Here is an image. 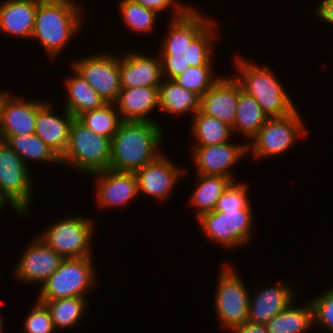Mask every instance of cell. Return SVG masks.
<instances>
[{
    "mask_svg": "<svg viewBox=\"0 0 333 333\" xmlns=\"http://www.w3.org/2000/svg\"><path fill=\"white\" fill-rule=\"evenodd\" d=\"M51 104L36 100L35 134L61 158L68 145L70 125L75 117L65 108L61 115L55 114Z\"/></svg>",
    "mask_w": 333,
    "mask_h": 333,
    "instance_id": "18",
    "label": "cell"
},
{
    "mask_svg": "<svg viewBox=\"0 0 333 333\" xmlns=\"http://www.w3.org/2000/svg\"><path fill=\"white\" fill-rule=\"evenodd\" d=\"M158 100L159 110L175 117L188 114L193 116L200 110V97L178 85L174 80L163 78L158 88Z\"/></svg>",
    "mask_w": 333,
    "mask_h": 333,
    "instance_id": "25",
    "label": "cell"
},
{
    "mask_svg": "<svg viewBox=\"0 0 333 333\" xmlns=\"http://www.w3.org/2000/svg\"><path fill=\"white\" fill-rule=\"evenodd\" d=\"M96 178L95 199L102 209L125 206L139 195L135 172L104 170L90 174Z\"/></svg>",
    "mask_w": 333,
    "mask_h": 333,
    "instance_id": "16",
    "label": "cell"
},
{
    "mask_svg": "<svg viewBox=\"0 0 333 333\" xmlns=\"http://www.w3.org/2000/svg\"><path fill=\"white\" fill-rule=\"evenodd\" d=\"M213 66H191L185 72L176 76L173 80L183 88L197 94L200 98L222 76L214 74Z\"/></svg>",
    "mask_w": 333,
    "mask_h": 333,
    "instance_id": "34",
    "label": "cell"
},
{
    "mask_svg": "<svg viewBox=\"0 0 333 333\" xmlns=\"http://www.w3.org/2000/svg\"><path fill=\"white\" fill-rule=\"evenodd\" d=\"M314 12L320 20L333 26V0H321Z\"/></svg>",
    "mask_w": 333,
    "mask_h": 333,
    "instance_id": "39",
    "label": "cell"
},
{
    "mask_svg": "<svg viewBox=\"0 0 333 333\" xmlns=\"http://www.w3.org/2000/svg\"><path fill=\"white\" fill-rule=\"evenodd\" d=\"M261 106L253 96L242 91L239 84V98L236 107L235 124L232 127L233 134L239 131L240 135L247 139V143L258 133L260 128L268 120ZM249 139V140H248Z\"/></svg>",
    "mask_w": 333,
    "mask_h": 333,
    "instance_id": "28",
    "label": "cell"
},
{
    "mask_svg": "<svg viewBox=\"0 0 333 333\" xmlns=\"http://www.w3.org/2000/svg\"><path fill=\"white\" fill-rule=\"evenodd\" d=\"M33 100L13 94L7 98L0 124V140L20 134H35L36 100Z\"/></svg>",
    "mask_w": 333,
    "mask_h": 333,
    "instance_id": "23",
    "label": "cell"
},
{
    "mask_svg": "<svg viewBox=\"0 0 333 333\" xmlns=\"http://www.w3.org/2000/svg\"><path fill=\"white\" fill-rule=\"evenodd\" d=\"M233 61L237 74L233 77L242 91L254 97L268 118L285 117L298 109L269 66L258 65L237 54Z\"/></svg>",
    "mask_w": 333,
    "mask_h": 333,
    "instance_id": "4",
    "label": "cell"
},
{
    "mask_svg": "<svg viewBox=\"0 0 333 333\" xmlns=\"http://www.w3.org/2000/svg\"><path fill=\"white\" fill-rule=\"evenodd\" d=\"M84 9L75 0H40L32 40H38L49 58H55L83 27Z\"/></svg>",
    "mask_w": 333,
    "mask_h": 333,
    "instance_id": "3",
    "label": "cell"
},
{
    "mask_svg": "<svg viewBox=\"0 0 333 333\" xmlns=\"http://www.w3.org/2000/svg\"><path fill=\"white\" fill-rule=\"evenodd\" d=\"M3 316L1 315L0 313V333H4L5 331L3 330L4 329V324H3Z\"/></svg>",
    "mask_w": 333,
    "mask_h": 333,
    "instance_id": "43",
    "label": "cell"
},
{
    "mask_svg": "<svg viewBox=\"0 0 333 333\" xmlns=\"http://www.w3.org/2000/svg\"><path fill=\"white\" fill-rule=\"evenodd\" d=\"M5 205H8V202L0 194V211L5 208Z\"/></svg>",
    "mask_w": 333,
    "mask_h": 333,
    "instance_id": "42",
    "label": "cell"
},
{
    "mask_svg": "<svg viewBox=\"0 0 333 333\" xmlns=\"http://www.w3.org/2000/svg\"><path fill=\"white\" fill-rule=\"evenodd\" d=\"M95 222L87 216H67L47 226L37 235L64 259L93 256Z\"/></svg>",
    "mask_w": 333,
    "mask_h": 333,
    "instance_id": "8",
    "label": "cell"
},
{
    "mask_svg": "<svg viewBox=\"0 0 333 333\" xmlns=\"http://www.w3.org/2000/svg\"><path fill=\"white\" fill-rule=\"evenodd\" d=\"M41 302L48 307L55 330L69 329L78 325L88 309L87 297L62 298Z\"/></svg>",
    "mask_w": 333,
    "mask_h": 333,
    "instance_id": "31",
    "label": "cell"
},
{
    "mask_svg": "<svg viewBox=\"0 0 333 333\" xmlns=\"http://www.w3.org/2000/svg\"><path fill=\"white\" fill-rule=\"evenodd\" d=\"M122 121L156 122L149 117L151 112L159 109L158 88L137 87L121 88L114 103Z\"/></svg>",
    "mask_w": 333,
    "mask_h": 333,
    "instance_id": "21",
    "label": "cell"
},
{
    "mask_svg": "<svg viewBox=\"0 0 333 333\" xmlns=\"http://www.w3.org/2000/svg\"><path fill=\"white\" fill-rule=\"evenodd\" d=\"M298 110L285 117L269 118L247 143L248 153L261 160L282 155L294 147L307 134L306 122Z\"/></svg>",
    "mask_w": 333,
    "mask_h": 333,
    "instance_id": "9",
    "label": "cell"
},
{
    "mask_svg": "<svg viewBox=\"0 0 333 333\" xmlns=\"http://www.w3.org/2000/svg\"><path fill=\"white\" fill-rule=\"evenodd\" d=\"M142 6L155 11L157 14L160 12L167 11L169 8L172 10L170 20L176 19L184 15L192 5L185 4L178 0H135Z\"/></svg>",
    "mask_w": 333,
    "mask_h": 333,
    "instance_id": "38",
    "label": "cell"
},
{
    "mask_svg": "<svg viewBox=\"0 0 333 333\" xmlns=\"http://www.w3.org/2000/svg\"><path fill=\"white\" fill-rule=\"evenodd\" d=\"M277 282L250 293L247 321L265 324L283 311L296 298L295 285Z\"/></svg>",
    "mask_w": 333,
    "mask_h": 333,
    "instance_id": "19",
    "label": "cell"
},
{
    "mask_svg": "<svg viewBox=\"0 0 333 333\" xmlns=\"http://www.w3.org/2000/svg\"><path fill=\"white\" fill-rule=\"evenodd\" d=\"M196 176L197 186L187 204L194 208L195 218L198 219L201 215L214 211L217 200L232 180L225 176L203 174H196Z\"/></svg>",
    "mask_w": 333,
    "mask_h": 333,
    "instance_id": "26",
    "label": "cell"
},
{
    "mask_svg": "<svg viewBox=\"0 0 333 333\" xmlns=\"http://www.w3.org/2000/svg\"><path fill=\"white\" fill-rule=\"evenodd\" d=\"M248 186L239 180L232 181L217 200L214 210L252 209Z\"/></svg>",
    "mask_w": 333,
    "mask_h": 333,
    "instance_id": "35",
    "label": "cell"
},
{
    "mask_svg": "<svg viewBox=\"0 0 333 333\" xmlns=\"http://www.w3.org/2000/svg\"><path fill=\"white\" fill-rule=\"evenodd\" d=\"M24 161L3 140H0V194L18 215L30 212L33 180Z\"/></svg>",
    "mask_w": 333,
    "mask_h": 333,
    "instance_id": "11",
    "label": "cell"
},
{
    "mask_svg": "<svg viewBox=\"0 0 333 333\" xmlns=\"http://www.w3.org/2000/svg\"><path fill=\"white\" fill-rule=\"evenodd\" d=\"M23 323L24 333H55L56 331L48 307L37 299Z\"/></svg>",
    "mask_w": 333,
    "mask_h": 333,
    "instance_id": "37",
    "label": "cell"
},
{
    "mask_svg": "<svg viewBox=\"0 0 333 333\" xmlns=\"http://www.w3.org/2000/svg\"><path fill=\"white\" fill-rule=\"evenodd\" d=\"M165 132L159 123L122 121L111 140L110 170L136 172L162 152Z\"/></svg>",
    "mask_w": 333,
    "mask_h": 333,
    "instance_id": "2",
    "label": "cell"
},
{
    "mask_svg": "<svg viewBox=\"0 0 333 333\" xmlns=\"http://www.w3.org/2000/svg\"><path fill=\"white\" fill-rule=\"evenodd\" d=\"M190 149L196 174L225 176L232 181L237 180L232 168L248 155L246 140L243 144L228 141L209 146H191Z\"/></svg>",
    "mask_w": 333,
    "mask_h": 333,
    "instance_id": "13",
    "label": "cell"
},
{
    "mask_svg": "<svg viewBox=\"0 0 333 333\" xmlns=\"http://www.w3.org/2000/svg\"><path fill=\"white\" fill-rule=\"evenodd\" d=\"M69 65L77 71L106 103H115L121 91L120 54L91 53L75 59Z\"/></svg>",
    "mask_w": 333,
    "mask_h": 333,
    "instance_id": "12",
    "label": "cell"
},
{
    "mask_svg": "<svg viewBox=\"0 0 333 333\" xmlns=\"http://www.w3.org/2000/svg\"><path fill=\"white\" fill-rule=\"evenodd\" d=\"M231 265L224 261L220 267L213 299L217 320L223 329L229 331L247 321L250 298L243 278Z\"/></svg>",
    "mask_w": 333,
    "mask_h": 333,
    "instance_id": "7",
    "label": "cell"
},
{
    "mask_svg": "<svg viewBox=\"0 0 333 333\" xmlns=\"http://www.w3.org/2000/svg\"><path fill=\"white\" fill-rule=\"evenodd\" d=\"M313 309V325L333 333V287L310 300Z\"/></svg>",
    "mask_w": 333,
    "mask_h": 333,
    "instance_id": "36",
    "label": "cell"
},
{
    "mask_svg": "<svg viewBox=\"0 0 333 333\" xmlns=\"http://www.w3.org/2000/svg\"><path fill=\"white\" fill-rule=\"evenodd\" d=\"M119 12L125 27L133 33L148 34L154 31L159 15L135 0H121Z\"/></svg>",
    "mask_w": 333,
    "mask_h": 333,
    "instance_id": "32",
    "label": "cell"
},
{
    "mask_svg": "<svg viewBox=\"0 0 333 333\" xmlns=\"http://www.w3.org/2000/svg\"><path fill=\"white\" fill-rule=\"evenodd\" d=\"M231 333H268L265 325L245 321L243 324L230 330Z\"/></svg>",
    "mask_w": 333,
    "mask_h": 333,
    "instance_id": "40",
    "label": "cell"
},
{
    "mask_svg": "<svg viewBox=\"0 0 333 333\" xmlns=\"http://www.w3.org/2000/svg\"><path fill=\"white\" fill-rule=\"evenodd\" d=\"M24 247L12 274L21 283L42 285L60 266L64 258L37 235Z\"/></svg>",
    "mask_w": 333,
    "mask_h": 333,
    "instance_id": "15",
    "label": "cell"
},
{
    "mask_svg": "<svg viewBox=\"0 0 333 333\" xmlns=\"http://www.w3.org/2000/svg\"><path fill=\"white\" fill-rule=\"evenodd\" d=\"M200 12L192 6L181 17L169 19L158 53L163 78L173 80L191 66H213L217 21Z\"/></svg>",
    "mask_w": 333,
    "mask_h": 333,
    "instance_id": "1",
    "label": "cell"
},
{
    "mask_svg": "<svg viewBox=\"0 0 333 333\" xmlns=\"http://www.w3.org/2000/svg\"><path fill=\"white\" fill-rule=\"evenodd\" d=\"M77 119L87 128L92 129L95 133L103 135L110 140H112L119 124L122 122L114 103H106L101 108L85 112Z\"/></svg>",
    "mask_w": 333,
    "mask_h": 333,
    "instance_id": "33",
    "label": "cell"
},
{
    "mask_svg": "<svg viewBox=\"0 0 333 333\" xmlns=\"http://www.w3.org/2000/svg\"><path fill=\"white\" fill-rule=\"evenodd\" d=\"M40 0H5L0 4V31L21 39H31Z\"/></svg>",
    "mask_w": 333,
    "mask_h": 333,
    "instance_id": "22",
    "label": "cell"
},
{
    "mask_svg": "<svg viewBox=\"0 0 333 333\" xmlns=\"http://www.w3.org/2000/svg\"><path fill=\"white\" fill-rule=\"evenodd\" d=\"M253 212L252 209L214 210L196 220L207 239L226 249H234L251 241Z\"/></svg>",
    "mask_w": 333,
    "mask_h": 333,
    "instance_id": "10",
    "label": "cell"
},
{
    "mask_svg": "<svg viewBox=\"0 0 333 333\" xmlns=\"http://www.w3.org/2000/svg\"><path fill=\"white\" fill-rule=\"evenodd\" d=\"M5 142L28 167L30 162H44L61 166L60 157L36 134L9 136Z\"/></svg>",
    "mask_w": 333,
    "mask_h": 333,
    "instance_id": "30",
    "label": "cell"
},
{
    "mask_svg": "<svg viewBox=\"0 0 333 333\" xmlns=\"http://www.w3.org/2000/svg\"><path fill=\"white\" fill-rule=\"evenodd\" d=\"M11 95L10 92H8L7 90H0V124H1V120H2V114H3V109L6 103L7 98Z\"/></svg>",
    "mask_w": 333,
    "mask_h": 333,
    "instance_id": "41",
    "label": "cell"
},
{
    "mask_svg": "<svg viewBox=\"0 0 333 333\" xmlns=\"http://www.w3.org/2000/svg\"><path fill=\"white\" fill-rule=\"evenodd\" d=\"M294 303L295 300L264 324L268 333H306L312 330L313 309L310 300L301 306H295Z\"/></svg>",
    "mask_w": 333,
    "mask_h": 333,
    "instance_id": "27",
    "label": "cell"
},
{
    "mask_svg": "<svg viewBox=\"0 0 333 333\" xmlns=\"http://www.w3.org/2000/svg\"><path fill=\"white\" fill-rule=\"evenodd\" d=\"M111 140L87 128L77 118L70 125L68 145L60 158L61 165L83 174L109 168Z\"/></svg>",
    "mask_w": 333,
    "mask_h": 333,
    "instance_id": "5",
    "label": "cell"
},
{
    "mask_svg": "<svg viewBox=\"0 0 333 333\" xmlns=\"http://www.w3.org/2000/svg\"><path fill=\"white\" fill-rule=\"evenodd\" d=\"M191 117L190 133L195 142L192 146L223 144L232 140L233 130L227 123L208 116L200 110Z\"/></svg>",
    "mask_w": 333,
    "mask_h": 333,
    "instance_id": "29",
    "label": "cell"
},
{
    "mask_svg": "<svg viewBox=\"0 0 333 333\" xmlns=\"http://www.w3.org/2000/svg\"><path fill=\"white\" fill-rule=\"evenodd\" d=\"M138 194L146 195L159 202L170 198L179 179L187 174V169L175 164L165 152L136 172Z\"/></svg>",
    "mask_w": 333,
    "mask_h": 333,
    "instance_id": "14",
    "label": "cell"
},
{
    "mask_svg": "<svg viewBox=\"0 0 333 333\" xmlns=\"http://www.w3.org/2000/svg\"><path fill=\"white\" fill-rule=\"evenodd\" d=\"M222 76L200 98V111L233 127L239 98V83L233 75Z\"/></svg>",
    "mask_w": 333,
    "mask_h": 333,
    "instance_id": "20",
    "label": "cell"
},
{
    "mask_svg": "<svg viewBox=\"0 0 333 333\" xmlns=\"http://www.w3.org/2000/svg\"><path fill=\"white\" fill-rule=\"evenodd\" d=\"M94 257L64 259L61 266L41 285L39 301L87 297L96 286Z\"/></svg>",
    "mask_w": 333,
    "mask_h": 333,
    "instance_id": "6",
    "label": "cell"
},
{
    "mask_svg": "<svg viewBox=\"0 0 333 333\" xmlns=\"http://www.w3.org/2000/svg\"><path fill=\"white\" fill-rule=\"evenodd\" d=\"M155 56V57H154ZM137 50L120 55L121 88L154 87L162 83L161 59Z\"/></svg>",
    "mask_w": 333,
    "mask_h": 333,
    "instance_id": "17",
    "label": "cell"
},
{
    "mask_svg": "<svg viewBox=\"0 0 333 333\" xmlns=\"http://www.w3.org/2000/svg\"><path fill=\"white\" fill-rule=\"evenodd\" d=\"M71 76L65 78L66 90L65 108L72 116L78 118L81 114L101 108L106 104L103 98L85 79L71 67Z\"/></svg>",
    "mask_w": 333,
    "mask_h": 333,
    "instance_id": "24",
    "label": "cell"
}]
</instances>
